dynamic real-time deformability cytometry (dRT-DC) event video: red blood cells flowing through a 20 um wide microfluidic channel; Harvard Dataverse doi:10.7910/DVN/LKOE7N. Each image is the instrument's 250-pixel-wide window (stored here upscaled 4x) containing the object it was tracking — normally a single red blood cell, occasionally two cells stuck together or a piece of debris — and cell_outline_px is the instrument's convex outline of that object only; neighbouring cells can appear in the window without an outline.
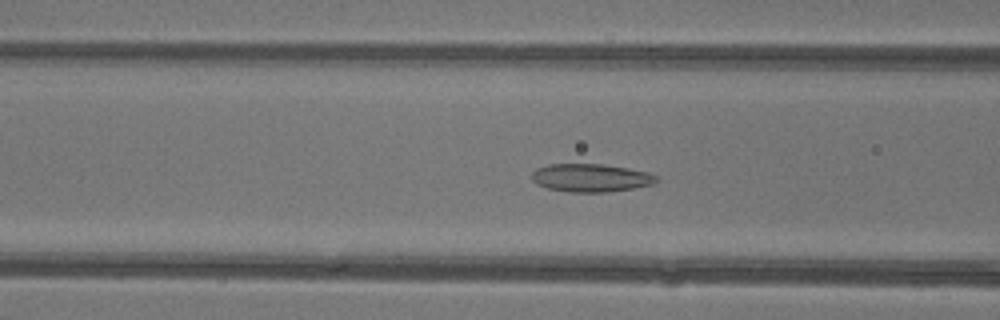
{"species": "common noctule bat (a hibernating species)", "species_latin": "Nyctalus noctula", "temperature_condition": "warm", "stored_images_in_passage": 47, "camera_frame_rate_fps": 3000, "um_per_image_px": 0.085, "animal": {"sex": "female"}, "frame": {"image": 1, "passage_image": 19, "time_ms": 6.0, "image_size_px": [1000, 320], "cell_outline_px": [[660, 180], [652, 184], [632, 188], [604, 192], [568, 192], [548, 188], [536, 184], [532, 180], [532, 172], [536, 168], [548, 164], [604, 164], [628, 168], [648, 172], [656, 176]], "centroid_in_image_um": [50.2, 15.11], "position_along_channel_um": 116.4, "area_um2": 20.4}}
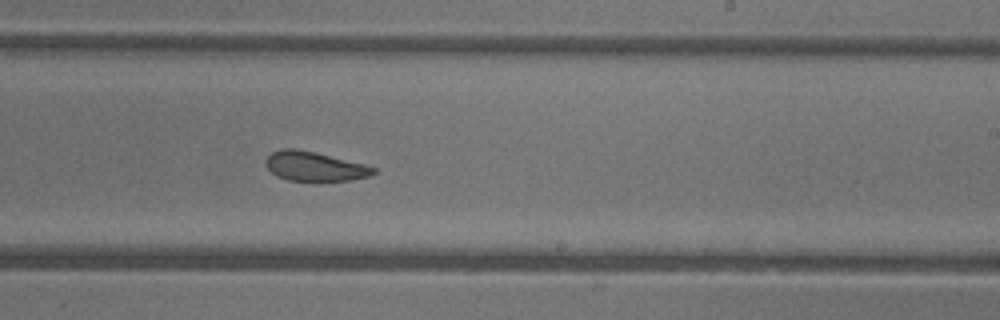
{"frame": {"image": 2, "passage_image": 29, "time_ms": 9.333, "image_size_px": [1000, 320], "cell_outline_px": [[376, 172], [368, 176], [352, 180], [312, 184], [288, 180], [276, 176], [264, 164], [264, 160], [272, 152], [280, 148], [292, 148], [312, 152], [364, 164], [376, 168]], "centroid_in_image_um": [26.7, 14.2], "position_along_channel_um": 262.3, "area_um2": 19.02}}
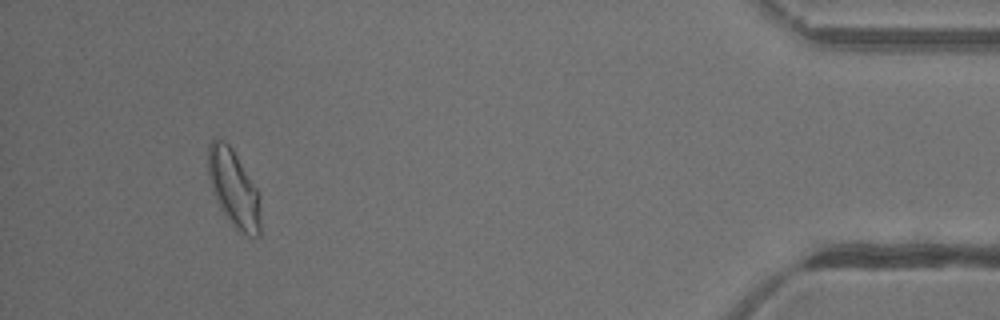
{"frame": {"image": 3, "passage_image": 44, "time_ms": 14.333, "image_size_px": [1000, 320], "cell_outline_px": [[260, 236], [248, 236], [240, 232], [236, 228], [220, 208], [212, 192], [208, 176], [208, 144], [212, 140], [224, 140], [232, 148], [256, 188], [260, 200]], "centroid_in_image_um": [19.86, 16.02], "position_along_channel_um": 415.3, "area_um2": 23.41}, "authors_computed_cell_mechanics": {"area_um2": 21.2704, "velocity_mm_per_s": 4.3845, "shape_relaxation_time_tau1_ms": 10.9275, "shape_relaxation_time_tau2_ms": 2.113, "deformation_change_tau1": 0.2159, "deformation_change_tau2": 0.086}}